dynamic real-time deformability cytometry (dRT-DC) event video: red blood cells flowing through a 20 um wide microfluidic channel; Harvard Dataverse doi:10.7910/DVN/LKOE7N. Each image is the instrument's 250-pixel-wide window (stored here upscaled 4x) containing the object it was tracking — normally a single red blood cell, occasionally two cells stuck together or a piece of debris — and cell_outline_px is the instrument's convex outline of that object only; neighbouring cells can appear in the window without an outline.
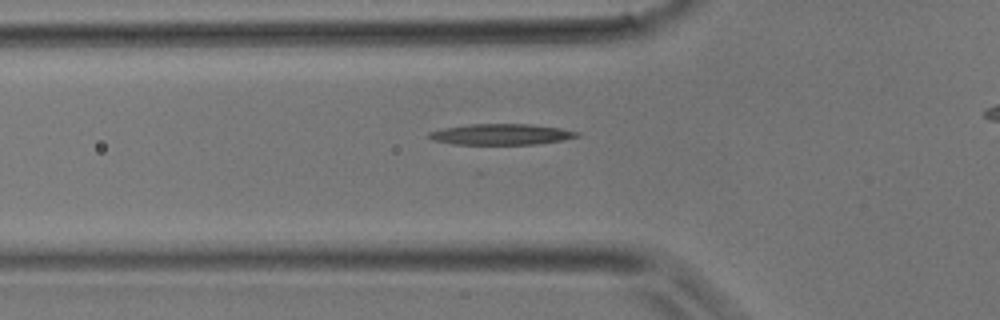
{"species": "common noctule bat (a hibernating species)", "species_latin": "Nyctalus noctula", "temperature_condition": "room temperature", "stored_images_in_passage": 33, "camera_frame_rate_fps": 3000, "um_per_image_px": 0.085, "animal": {"sex": "male", "body_mass_g": 17.9}, "frame": {"image": 1, "passage_image": 11, "time_ms": 3.333, "image_size_px": [1000, 320], "cell_outline_px": [[580, 136], [564, 140], [536, 144], [452, 144], [432, 140], [428, 136], [428, 132], [444, 128], [472, 124], [528, 124], [560, 128], [580, 132]], "centroid_in_image_um": [42.62, 11.42], "position_along_channel_um": 83.2, "area_um2": 17.98}}
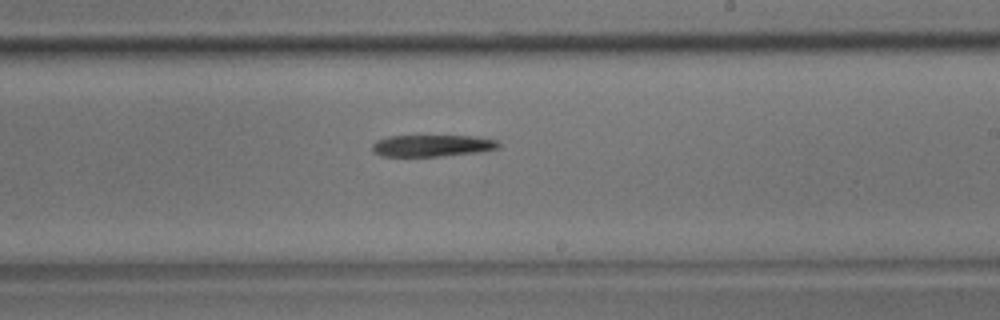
{"frame": {"image": 2, "passage_image": 21, "time_ms": 6.667, "image_size_px": [1000, 320], "cell_outline_px": [[500, 148], [480, 152], [440, 156], [380, 156], [372, 152], [372, 144], [376, 140], [388, 136], [476, 136], [496, 140], [500, 144]], "centroid_in_image_um": [36.72, 12.38], "position_along_channel_um": 252.3, "area_um2": 16.13}}
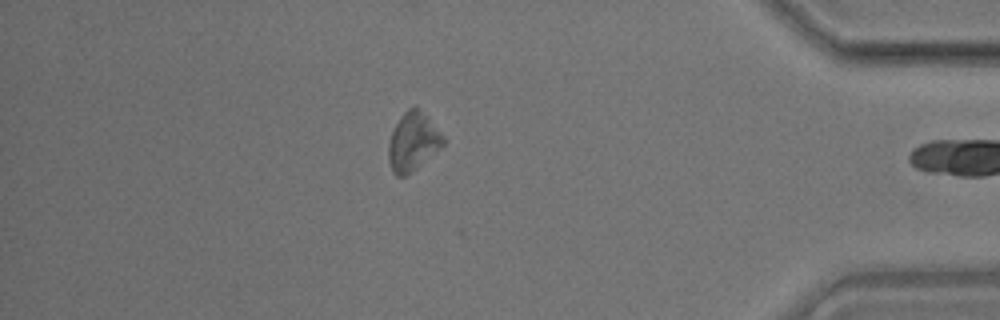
{"frame": {"image": 3, "passage_image": 32, "time_ms": 10.333, "image_size_px": [1000, 320], "cell_outline_px": [[444, 144], [440, 148], [412, 172], [404, 176], [396, 176], [392, 172], [388, 160], [388, 144], [392, 132], [400, 116], [408, 108], [416, 104], [428, 116], [444, 136]], "centroid_in_image_um": [35.09, 12.02], "position_along_channel_um": 400.1, "area_um2": 18.79}}